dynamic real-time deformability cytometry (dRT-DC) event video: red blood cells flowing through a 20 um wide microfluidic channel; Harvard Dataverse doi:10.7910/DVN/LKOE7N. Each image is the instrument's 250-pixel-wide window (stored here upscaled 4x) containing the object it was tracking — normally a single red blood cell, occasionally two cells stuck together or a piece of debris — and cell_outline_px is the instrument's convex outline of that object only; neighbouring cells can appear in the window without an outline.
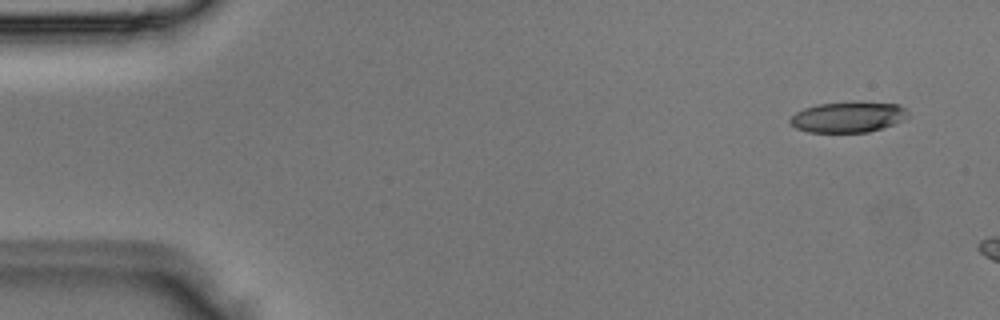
{"species": "Egyptian fruit bat (a non-hibernating species)", "species_latin": "Rousettus aegyptiacus", "temperature_condition": "room temperature", "stored_images_in_passage": 3, "camera_frame_rate_fps": 3000, "um_per_image_px": 0.085, "animal": {"sex": "male"}, "frame": {"image": 1, "passage_image": 1, "time_ms": 0.0, "image_size_px": [1000, 320], "cell_outline_px": [[908, 116], [892, 124], [868, 132], [808, 132], [796, 128], [788, 120], [796, 112], [804, 108], [816, 104], [852, 100], [860, 100], [900, 104], [908, 112]], "centroid_in_image_um": [72.07, 9.9], "position_along_channel_um": 12.9, "area_um2": 21.44}}